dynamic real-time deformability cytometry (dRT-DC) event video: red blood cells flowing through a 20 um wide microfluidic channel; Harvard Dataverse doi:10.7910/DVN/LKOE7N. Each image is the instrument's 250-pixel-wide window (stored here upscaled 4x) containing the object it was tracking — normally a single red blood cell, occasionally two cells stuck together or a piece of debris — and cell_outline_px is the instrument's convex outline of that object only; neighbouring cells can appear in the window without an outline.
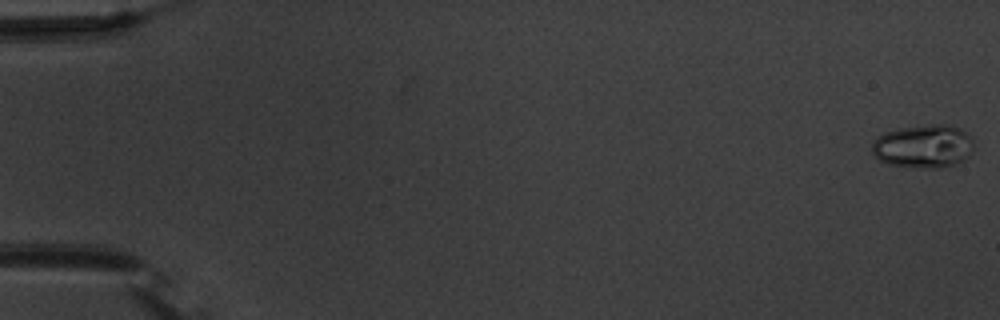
{"species": "common noctule bat (a hibernating species)", "species_latin": "Nyctalus noctula", "temperature_condition": "warm", "stored_images_in_passage": 55, "camera_frame_rate_fps": 3000, "um_per_image_px": 0.085, "animal": {"sex": "male", "body_mass_g": 20.1, "forearm_length_mm": 53.5}, "frame": {"image": 1, "passage_image": 1, "time_ms": 0.0, "image_size_px": [1000, 320], "cell_outline_px": [[972, 152], [964, 160], [956, 164], [940, 168], [924, 168], [888, 164], [880, 160], [872, 152], [872, 140], [884, 132], [900, 128], [928, 124], [948, 124], [960, 128], [972, 136]], "centroid_in_image_um": [78.5, 12.42], "position_along_channel_um": 6.5, "area_um2": 25.95}}
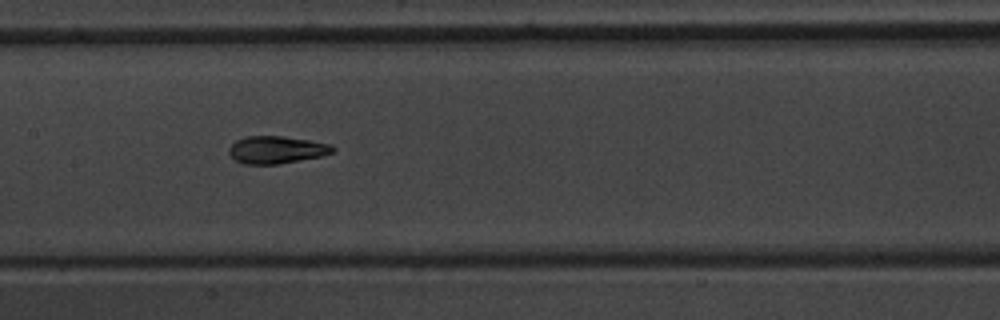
{"frame": {"image": 2, "passage_image": 28, "time_ms": 9.0, "image_size_px": [1000, 320], "cell_outline_px": [[336, 152], [324, 156], [276, 164], [244, 164], [236, 160], [228, 152], [228, 148], [236, 140], [244, 136], [280, 136], [312, 140], [332, 144], [336, 148]], "centroid_in_image_um": [23.56, 12.72], "position_along_channel_um": 183.8, "area_um2": 16.82}}
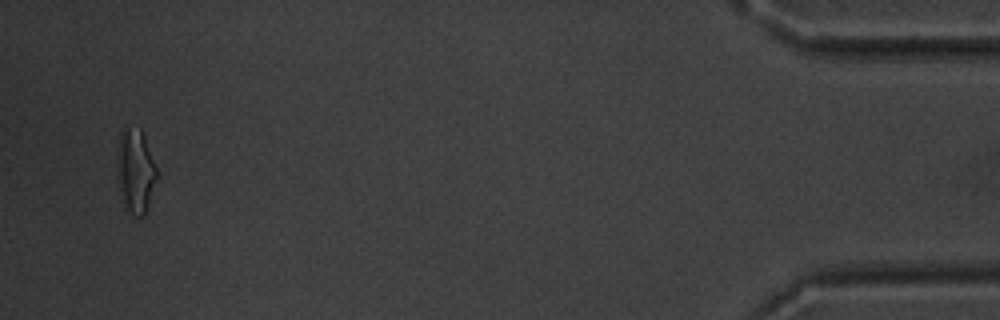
{"frame": {"image": 3, "passage_image": 53, "time_ms": 17.333, "image_size_px": [1000, 320], "cell_outline_px": [[160, 176], [144, 216], [136, 216], [120, 200], [116, 180], [116, 148], [120, 132], [124, 128], [140, 128], [144, 136]], "centroid_in_image_um": [11.5, 14.54], "position_along_channel_um": 423.7, "area_um2": 20.23}, "authors_computed_cell_mechanics": {"area_um2": 16.8198, "velocity_mm_per_s": 3.795, "shape_relaxation_time_tau1_ms": 5.5911, "shape_relaxation_time_tau2_ms": 1.8325, "deformation_change_tau1": 0.1861, "deformation_change_tau2": 0.0865}}